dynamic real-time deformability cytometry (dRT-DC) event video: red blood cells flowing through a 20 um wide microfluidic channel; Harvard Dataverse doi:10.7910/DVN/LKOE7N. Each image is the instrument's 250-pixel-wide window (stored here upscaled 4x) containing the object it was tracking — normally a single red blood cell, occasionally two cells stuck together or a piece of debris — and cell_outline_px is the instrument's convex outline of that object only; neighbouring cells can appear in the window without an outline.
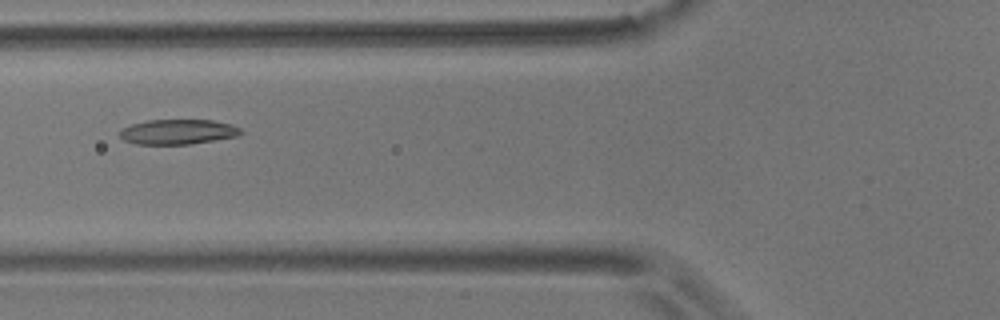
{"species": "common noctule bat (a hibernating species)", "species_latin": "Nyctalus noctula", "temperature_condition": "room temperature", "stored_images_in_passage": 7, "camera_frame_rate_fps": 3000, "um_per_image_px": 0.085, "animal": {"sex": "male", "body_mass_g": 17.9}, "frame": {"image": 1, "passage_image": 7, "time_ms": 6.667, "image_size_px": [1000, 320], "cell_outline_px": [[244, 132], [236, 136], [192, 144], [136, 144], [124, 140], [120, 136], [120, 132], [124, 128], [132, 124], [148, 120], [212, 120], [232, 124], [240, 128]], "centroid_in_image_um": [15.15, 11.2], "position_along_channel_um": 110.7, "area_um2": 17.51}}